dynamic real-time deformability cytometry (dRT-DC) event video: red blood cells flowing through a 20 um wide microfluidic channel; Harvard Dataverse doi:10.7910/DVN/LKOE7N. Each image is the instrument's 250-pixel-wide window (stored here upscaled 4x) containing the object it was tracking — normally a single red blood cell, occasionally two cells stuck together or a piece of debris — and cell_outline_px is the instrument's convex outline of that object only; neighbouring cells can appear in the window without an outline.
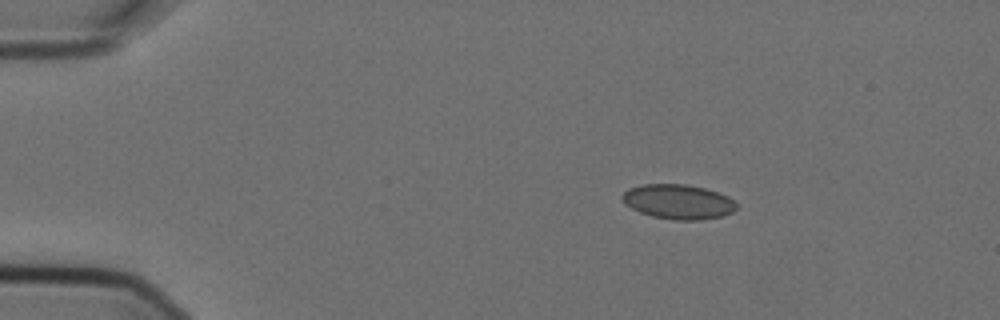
{"species": "Egyptian fruit bat (a non-hibernating species)", "species_latin": "Rousettus aegyptiacus", "temperature_condition": "cold", "stored_images_in_passage": 3, "camera_frame_rate_fps": 3000, "um_per_image_px": 0.085, "animal": {"sex": "female"}, "frame": {"image": 1, "passage_image": 1, "time_ms": 0.0, "image_size_px": [1000, 320], "cell_outline_px": [[736, 208], [732, 212], [720, 216], [700, 220], [676, 220], [652, 216], [640, 212], [624, 204], [620, 196], [628, 188], [640, 184], [688, 184], [704, 188], [728, 196], [736, 204]], "centroid_in_image_um": [57.6, 17.13], "position_along_channel_um": 27.4, "area_um2": 23.06}}